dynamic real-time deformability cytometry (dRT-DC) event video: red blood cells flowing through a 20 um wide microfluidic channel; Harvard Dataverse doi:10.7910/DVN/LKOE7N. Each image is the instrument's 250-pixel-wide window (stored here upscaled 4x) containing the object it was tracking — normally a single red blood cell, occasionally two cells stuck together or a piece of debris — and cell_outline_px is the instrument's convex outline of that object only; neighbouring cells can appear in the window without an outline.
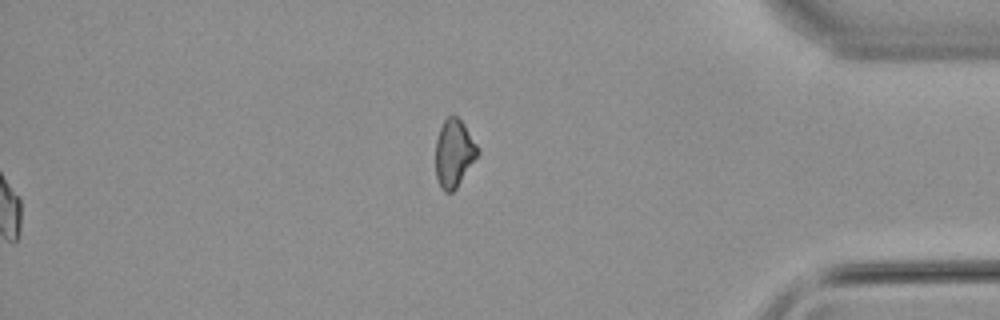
{"species": "common noctule bat (a hibernating species)", "species_latin": "Nyctalus noctula", "temperature_condition": "warm", "stored_images_in_passage": 56, "segment_of_instrument_passage": [2, 2], "camera_frame_rate_fps": 3000, "um_per_image_px": 0.085, "animal": {"sex": "male", "body_mass_g": 21.5, "forearm_length_mm": 52.0}, "frame": {"image": 1, "passage_image": 56, "time_ms": 18.333, "image_size_px": [1000, 320], "cell_outline_px": [[480, 152], [456, 188], [452, 192], [444, 192], [436, 176], [436, 140], [440, 128], [444, 120], [452, 112], [464, 124], [476, 144]], "centroid_in_image_um": [38.58, 13.0], "position_along_channel_um": 396.6, "area_um2": 16.42}}